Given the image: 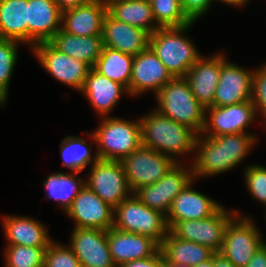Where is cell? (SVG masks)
Listing matches in <instances>:
<instances>
[{"label": "cell", "mask_w": 266, "mask_h": 267, "mask_svg": "<svg viewBox=\"0 0 266 267\" xmlns=\"http://www.w3.org/2000/svg\"><path fill=\"white\" fill-rule=\"evenodd\" d=\"M141 145L172 157L182 163L181 157L194 154L198 134L190 127L162 115L156 109L139 117Z\"/></svg>", "instance_id": "1"}, {"label": "cell", "mask_w": 266, "mask_h": 267, "mask_svg": "<svg viewBox=\"0 0 266 267\" xmlns=\"http://www.w3.org/2000/svg\"><path fill=\"white\" fill-rule=\"evenodd\" d=\"M195 23L183 27L158 28L150 34L149 47L173 77H184L203 56L186 36Z\"/></svg>", "instance_id": "2"}, {"label": "cell", "mask_w": 266, "mask_h": 267, "mask_svg": "<svg viewBox=\"0 0 266 267\" xmlns=\"http://www.w3.org/2000/svg\"><path fill=\"white\" fill-rule=\"evenodd\" d=\"M154 97V109L159 113L201 134L206 108L195 98L184 77H173Z\"/></svg>", "instance_id": "3"}, {"label": "cell", "mask_w": 266, "mask_h": 267, "mask_svg": "<svg viewBox=\"0 0 266 267\" xmlns=\"http://www.w3.org/2000/svg\"><path fill=\"white\" fill-rule=\"evenodd\" d=\"M99 126L93 130L98 158L121 161L141 146V124L136 120L121 117H102Z\"/></svg>", "instance_id": "4"}, {"label": "cell", "mask_w": 266, "mask_h": 267, "mask_svg": "<svg viewBox=\"0 0 266 267\" xmlns=\"http://www.w3.org/2000/svg\"><path fill=\"white\" fill-rule=\"evenodd\" d=\"M113 227L151 237L160 245L169 232L166 215L146 206L135 194L114 208Z\"/></svg>", "instance_id": "5"}, {"label": "cell", "mask_w": 266, "mask_h": 267, "mask_svg": "<svg viewBox=\"0 0 266 267\" xmlns=\"http://www.w3.org/2000/svg\"><path fill=\"white\" fill-rule=\"evenodd\" d=\"M234 210L237 215L230 221L225 231L220 253L235 267H245L266 239L252 217L241 214L237 208Z\"/></svg>", "instance_id": "6"}, {"label": "cell", "mask_w": 266, "mask_h": 267, "mask_svg": "<svg viewBox=\"0 0 266 267\" xmlns=\"http://www.w3.org/2000/svg\"><path fill=\"white\" fill-rule=\"evenodd\" d=\"M121 163L133 194L139 188L156 183L178 164L172 157L142 145Z\"/></svg>", "instance_id": "7"}, {"label": "cell", "mask_w": 266, "mask_h": 267, "mask_svg": "<svg viewBox=\"0 0 266 267\" xmlns=\"http://www.w3.org/2000/svg\"><path fill=\"white\" fill-rule=\"evenodd\" d=\"M236 215L234 209L222 205L212 216L199 220L178 221L170 231L177 238L204 245L216 253L221 251L225 231Z\"/></svg>", "instance_id": "8"}, {"label": "cell", "mask_w": 266, "mask_h": 267, "mask_svg": "<svg viewBox=\"0 0 266 267\" xmlns=\"http://www.w3.org/2000/svg\"><path fill=\"white\" fill-rule=\"evenodd\" d=\"M258 120L252 100L227 106H210L205 109V123L201 135L217 137L237 133L253 134L247 129Z\"/></svg>", "instance_id": "9"}, {"label": "cell", "mask_w": 266, "mask_h": 267, "mask_svg": "<svg viewBox=\"0 0 266 267\" xmlns=\"http://www.w3.org/2000/svg\"><path fill=\"white\" fill-rule=\"evenodd\" d=\"M39 64L51 77L80 92L90 66L64 53H61L50 42L37 43L31 49Z\"/></svg>", "instance_id": "10"}, {"label": "cell", "mask_w": 266, "mask_h": 267, "mask_svg": "<svg viewBox=\"0 0 266 267\" xmlns=\"http://www.w3.org/2000/svg\"><path fill=\"white\" fill-rule=\"evenodd\" d=\"M89 171L86 186L111 207L115 208L133 194L121 161L99 159Z\"/></svg>", "instance_id": "11"}, {"label": "cell", "mask_w": 266, "mask_h": 267, "mask_svg": "<svg viewBox=\"0 0 266 267\" xmlns=\"http://www.w3.org/2000/svg\"><path fill=\"white\" fill-rule=\"evenodd\" d=\"M114 208L104 202L86 185L73 200L66 215L75 223L73 228L109 230L113 227Z\"/></svg>", "instance_id": "12"}, {"label": "cell", "mask_w": 266, "mask_h": 267, "mask_svg": "<svg viewBox=\"0 0 266 267\" xmlns=\"http://www.w3.org/2000/svg\"><path fill=\"white\" fill-rule=\"evenodd\" d=\"M68 246L81 267H116L109 251L106 230L73 228Z\"/></svg>", "instance_id": "13"}, {"label": "cell", "mask_w": 266, "mask_h": 267, "mask_svg": "<svg viewBox=\"0 0 266 267\" xmlns=\"http://www.w3.org/2000/svg\"><path fill=\"white\" fill-rule=\"evenodd\" d=\"M172 78L171 73L148 47L133 57L129 96H139L149 91L156 95Z\"/></svg>", "instance_id": "14"}, {"label": "cell", "mask_w": 266, "mask_h": 267, "mask_svg": "<svg viewBox=\"0 0 266 267\" xmlns=\"http://www.w3.org/2000/svg\"><path fill=\"white\" fill-rule=\"evenodd\" d=\"M244 68L228 59L221 65L212 106H227L251 100L255 68Z\"/></svg>", "instance_id": "15"}, {"label": "cell", "mask_w": 266, "mask_h": 267, "mask_svg": "<svg viewBox=\"0 0 266 267\" xmlns=\"http://www.w3.org/2000/svg\"><path fill=\"white\" fill-rule=\"evenodd\" d=\"M107 240L116 267H121L129 261L153 257L161 250V245L151 237L114 227L107 230Z\"/></svg>", "instance_id": "16"}, {"label": "cell", "mask_w": 266, "mask_h": 267, "mask_svg": "<svg viewBox=\"0 0 266 267\" xmlns=\"http://www.w3.org/2000/svg\"><path fill=\"white\" fill-rule=\"evenodd\" d=\"M224 53L202 56L187 72L184 78L187 80L190 90L195 98L208 108L213 105L216 87L219 82L221 65L226 61Z\"/></svg>", "instance_id": "17"}, {"label": "cell", "mask_w": 266, "mask_h": 267, "mask_svg": "<svg viewBox=\"0 0 266 267\" xmlns=\"http://www.w3.org/2000/svg\"><path fill=\"white\" fill-rule=\"evenodd\" d=\"M195 179H192L185 188L174 198L166 221L169 230L183 220H199L212 216L222 205L210 196L193 189Z\"/></svg>", "instance_id": "18"}, {"label": "cell", "mask_w": 266, "mask_h": 267, "mask_svg": "<svg viewBox=\"0 0 266 267\" xmlns=\"http://www.w3.org/2000/svg\"><path fill=\"white\" fill-rule=\"evenodd\" d=\"M194 153V159L190 160L193 179L210 178L229 171V162H226L225 135L206 137L199 134Z\"/></svg>", "instance_id": "19"}, {"label": "cell", "mask_w": 266, "mask_h": 267, "mask_svg": "<svg viewBox=\"0 0 266 267\" xmlns=\"http://www.w3.org/2000/svg\"><path fill=\"white\" fill-rule=\"evenodd\" d=\"M79 93L87 98L101 118L110 117L123 94L129 95L128 89L124 85L108 79L93 67L90 68Z\"/></svg>", "instance_id": "20"}, {"label": "cell", "mask_w": 266, "mask_h": 267, "mask_svg": "<svg viewBox=\"0 0 266 267\" xmlns=\"http://www.w3.org/2000/svg\"><path fill=\"white\" fill-rule=\"evenodd\" d=\"M107 13L108 6L103 0H91L62 11L61 30L80 37L101 36Z\"/></svg>", "instance_id": "21"}, {"label": "cell", "mask_w": 266, "mask_h": 267, "mask_svg": "<svg viewBox=\"0 0 266 267\" xmlns=\"http://www.w3.org/2000/svg\"><path fill=\"white\" fill-rule=\"evenodd\" d=\"M101 37L105 47L136 56L149 47L150 33L123 23L108 12L104 18Z\"/></svg>", "instance_id": "22"}, {"label": "cell", "mask_w": 266, "mask_h": 267, "mask_svg": "<svg viewBox=\"0 0 266 267\" xmlns=\"http://www.w3.org/2000/svg\"><path fill=\"white\" fill-rule=\"evenodd\" d=\"M62 11L54 0H28V46L49 42L61 29Z\"/></svg>", "instance_id": "23"}, {"label": "cell", "mask_w": 266, "mask_h": 267, "mask_svg": "<svg viewBox=\"0 0 266 267\" xmlns=\"http://www.w3.org/2000/svg\"><path fill=\"white\" fill-rule=\"evenodd\" d=\"M2 226L6 245L48 247L54 240L46 225L29 216L4 215Z\"/></svg>", "instance_id": "24"}, {"label": "cell", "mask_w": 266, "mask_h": 267, "mask_svg": "<svg viewBox=\"0 0 266 267\" xmlns=\"http://www.w3.org/2000/svg\"><path fill=\"white\" fill-rule=\"evenodd\" d=\"M49 42L61 53L85 62L91 68L95 66L104 47L101 36L80 37L68 34L61 29Z\"/></svg>", "instance_id": "25"}, {"label": "cell", "mask_w": 266, "mask_h": 267, "mask_svg": "<svg viewBox=\"0 0 266 267\" xmlns=\"http://www.w3.org/2000/svg\"><path fill=\"white\" fill-rule=\"evenodd\" d=\"M0 38L28 45V0H0Z\"/></svg>", "instance_id": "26"}, {"label": "cell", "mask_w": 266, "mask_h": 267, "mask_svg": "<svg viewBox=\"0 0 266 267\" xmlns=\"http://www.w3.org/2000/svg\"><path fill=\"white\" fill-rule=\"evenodd\" d=\"M78 172H54L43 182L46 199H54L59 208L66 213L73 200L85 187V179ZM81 177V178H80Z\"/></svg>", "instance_id": "27"}, {"label": "cell", "mask_w": 266, "mask_h": 267, "mask_svg": "<svg viewBox=\"0 0 266 267\" xmlns=\"http://www.w3.org/2000/svg\"><path fill=\"white\" fill-rule=\"evenodd\" d=\"M161 252L168 263L187 264L192 267L210 259L215 253L204 245L177 238L170 230L163 239Z\"/></svg>", "instance_id": "28"}, {"label": "cell", "mask_w": 266, "mask_h": 267, "mask_svg": "<svg viewBox=\"0 0 266 267\" xmlns=\"http://www.w3.org/2000/svg\"><path fill=\"white\" fill-rule=\"evenodd\" d=\"M108 12L117 20L153 34L159 27L149 0H119L108 5Z\"/></svg>", "instance_id": "29"}, {"label": "cell", "mask_w": 266, "mask_h": 267, "mask_svg": "<svg viewBox=\"0 0 266 267\" xmlns=\"http://www.w3.org/2000/svg\"><path fill=\"white\" fill-rule=\"evenodd\" d=\"M88 136L87 138L92 141L90 144H87L86 139L74 135H69L62 139L60 155L63 167L70 169L71 172L81 173L99 160L96 151L91 153L93 142L96 144L95 137L92 132L88 133Z\"/></svg>", "instance_id": "30"}, {"label": "cell", "mask_w": 266, "mask_h": 267, "mask_svg": "<svg viewBox=\"0 0 266 267\" xmlns=\"http://www.w3.org/2000/svg\"><path fill=\"white\" fill-rule=\"evenodd\" d=\"M133 57L130 54L104 46L102 54L93 68L108 79L124 85L129 92Z\"/></svg>", "instance_id": "31"}, {"label": "cell", "mask_w": 266, "mask_h": 267, "mask_svg": "<svg viewBox=\"0 0 266 267\" xmlns=\"http://www.w3.org/2000/svg\"><path fill=\"white\" fill-rule=\"evenodd\" d=\"M193 179L191 164L186 166L178 163L161 178L162 201H164V215H167L174 198Z\"/></svg>", "instance_id": "32"}, {"label": "cell", "mask_w": 266, "mask_h": 267, "mask_svg": "<svg viewBox=\"0 0 266 267\" xmlns=\"http://www.w3.org/2000/svg\"><path fill=\"white\" fill-rule=\"evenodd\" d=\"M20 42L0 38V107L5 106L9 97V86L18 62Z\"/></svg>", "instance_id": "33"}, {"label": "cell", "mask_w": 266, "mask_h": 267, "mask_svg": "<svg viewBox=\"0 0 266 267\" xmlns=\"http://www.w3.org/2000/svg\"><path fill=\"white\" fill-rule=\"evenodd\" d=\"M159 28L183 27L192 22L183 12L180 0H149Z\"/></svg>", "instance_id": "34"}, {"label": "cell", "mask_w": 266, "mask_h": 267, "mask_svg": "<svg viewBox=\"0 0 266 267\" xmlns=\"http://www.w3.org/2000/svg\"><path fill=\"white\" fill-rule=\"evenodd\" d=\"M47 247L6 245L5 267H43Z\"/></svg>", "instance_id": "35"}, {"label": "cell", "mask_w": 266, "mask_h": 267, "mask_svg": "<svg viewBox=\"0 0 266 267\" xmlns=\"http://www.w3.org/2000/svg\"><path fill=\"white\" fill-rule=\"evenodd\" d=\"M257 134H228L225 135L226 162H229V170H232L246 158L251 149L257 144Z\"/></svg>", "instance_id": "36"}, {"label": "cell", "mask_w": 266, "mask_h": 267, "mask_svg": "<svg viewBox=\"0 0 266 267\" xmlns=\"http://www.w3.org/2000/svg\"><path fill=\"white\" fill-rule=\"evenodd\" d=\"M244 182L247 192L257 202L266 206V166L259 164L248 165L244 169Z\"/></svg>", "instance_id": "37"}, {"label": "cell", "mask_w": 266, "mask_h": 267, "mask_svg": "<svg viewBox=\"0 0 266 267\" xmlns=\"http://www.w3.org/2000/svg\"><path fill=\"white\" fill-rule=\"evenodd\" d=\"M43 267H81V264L68 244L53 240L45 251Z\"/></svg>", "instance_id": "38"}, {"label": "cell", "mask_w": 266, "mask_h": 267, "mask_svg": "<svg viewBox=\"0 0 266 267\" xmlns=\"http://www.w3.org/2000/svg\"><path fill=\"white\" fill-rule=\"evenodd\" d=\"M253 73V86L251 100L255 106L259 122L266 124V62L260 67H255ZM260 115V116H259ZM262 119V120H261Z\"/></svg>", "instance_id": "39"}, {"label": "cell", "mask_w": 266, "mask_h": 267, "mask_svg": "<svg viewBox=\"0 0 266 267\" xmlns=\"http://www.w3.org/2000/svg\"><path fill=\"white\" fill-rule=\"evenodd\" d=\"M146 206L164 214V201H162L161 179L156 183L139 188L134 193Z\"/></svg>", "instance_id": "40"}, {"label": "cell", "mask_w": 266, "mask_h": 267, "mask_svg": "<svg viewBox=\"0 0 266 267\" xmlns=\"http://www.w3.org/2000/svg\"><path fill=\"white\" fill-rule=\"evenodd\" d=\"M183 12L191 22H196L202 16H205L213 0H180Z\"/></svg>", "instance_id": "41"}, {"label": "cell", "mask_w": 266, "mask_h": 267, "mask_svg": "<svg viewBox=\"0 0 266 267\" xmlns=\"http://www.w3.org/2000/svg\"><path fill=\"white\" fill-rule=\"evenodd\" d=\"M164 256L161 250L153 257L137 259L123 264L121 267H163Z\"/></svg>", "instance_id": "42"}, {"label": "cell", "mask_w": 266, "mask_h": 267, "mask_svg": "<svg viewBox=\"0 0 266 267\" xmlns=\"http://www.w3.org/2000/svg\"><path fill=\"white\" fill-rule=\"evenodd\" d=\"M245 267H266V242L255 252Z\"/></svg>", "instance_id": "43"}, {"label": "cell", "mask_w": 266, "mask_h": 267, "mask_svg": "<svg viewBox=\"0 0 266 267\" xmlns=\"http://www.w3.org/2000/svg\"><path fill=\"white\" fill-rule=\"evenodd\" d=\"M91 0H54L61 11L89 3Z\"/></svg>", "instance_id": "44"}, {"label": "cell", "mask_w": 266, "mask_h": 267, "mask_svg": "<svg viewBox=\"0 0 266 267\" xmlns=\"http://www.w3.org/2000/svg\"><path fill=\"white\" fill-rule=\"evenodd\" d=\"M213 267H235V265L223 254L216 252L213 255Z\"/></svg>", "instance_id": "45"}, {"label": "cell", "mask_w": 266, "mask_h": 267, "mask_svg": "<svg viewBox=\"0 0 266 267\" xmlns=\"http://www.w3.org/2000/svg\"><path fill=\"white\" fill-rule=\"evenodd\" d=\"M214 1H219L223 4H226L228 6H235L236 7H243L245 6L246 7V4L249 2V0H213Z\"/></svg>", "instance_id": "46"}, {"label": "cell", "mask_w": 266, "mask_h": 267, "mask_svg": "<svg viewBox=\"0 0 266 267\" xmlns=\"http://www.w3.org/2000/svg\"><path fill=\"white\" fill-rule=\"evenodd\" d=\"M193 267H213V256L210 259L205 260Z\"/></svg>", "instance_id": "47"}, {"label": "cell", "mask_w": 266, "mask_h": 267, "mask_svg": "<svg viewBox=\"0 0 266 267\" xmlns=\"http://www.w3.org/2000/svg\"><path fill=\"white\" fill-rule=\"evenodd\" d=\"M164 267H192V266L187 265V264L168 263V262L164 259Z\"/></svg>", "instance_id": "48"}, {"label": "cell", "mask_w": 266, "mask_h": 267, "mask_svg": "<svg viewBox=\"0 0 266 267\" xmlns=\"http://www.w3.org/2000/svg\"><path fill=\"white\" fill-rule=\"evenodd\" d=\"M103 1L108 6L111 2L119 1V0H103Z\"/></svg>", "instance_id": "49"}]
</instances>
